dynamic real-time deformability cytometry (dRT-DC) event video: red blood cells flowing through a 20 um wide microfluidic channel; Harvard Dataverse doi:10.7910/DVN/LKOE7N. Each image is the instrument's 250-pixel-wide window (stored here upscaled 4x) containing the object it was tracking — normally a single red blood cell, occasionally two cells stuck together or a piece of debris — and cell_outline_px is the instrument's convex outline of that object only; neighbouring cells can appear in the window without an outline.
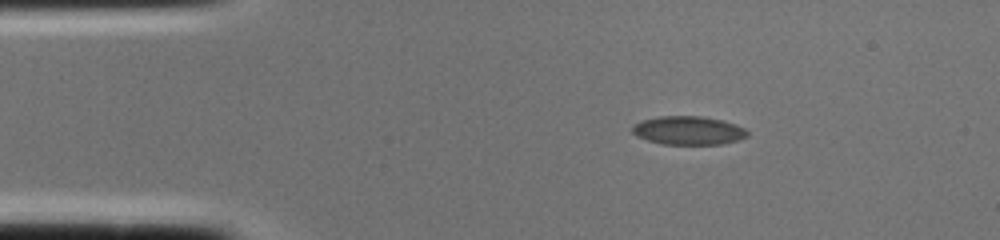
{"species": "common noctule bat (a hibernating species)", "species_latin": "Nyctalus noctula", "temperature_condition": "cold", "stored_images_in_passage": 1, "camera_frame_rate_fps": 3000, "um_per_image_px": 0.085, "animal": {"sex": "female", "body_mass_g": 22.0, "forearm_length_mm": 56.7}, "frame": {"image": 1, "passage_image": 1, "time_ms": 0.0, "image_size_px": [1000, 240], "cell_outline_px": [[748, 136], [740, 140], [724, 144], [664, 144], [648, 140], [636, 136], [632, 132], [632, 124], [644, 120], [660, 116], [704, 116], [724, 120], [736, 124], [744, 128], [748, 132]], "centroid_in_image_um": [58.55, 11.09], "position_along_channel_um": 26.5, "area_um2": 19.31}}